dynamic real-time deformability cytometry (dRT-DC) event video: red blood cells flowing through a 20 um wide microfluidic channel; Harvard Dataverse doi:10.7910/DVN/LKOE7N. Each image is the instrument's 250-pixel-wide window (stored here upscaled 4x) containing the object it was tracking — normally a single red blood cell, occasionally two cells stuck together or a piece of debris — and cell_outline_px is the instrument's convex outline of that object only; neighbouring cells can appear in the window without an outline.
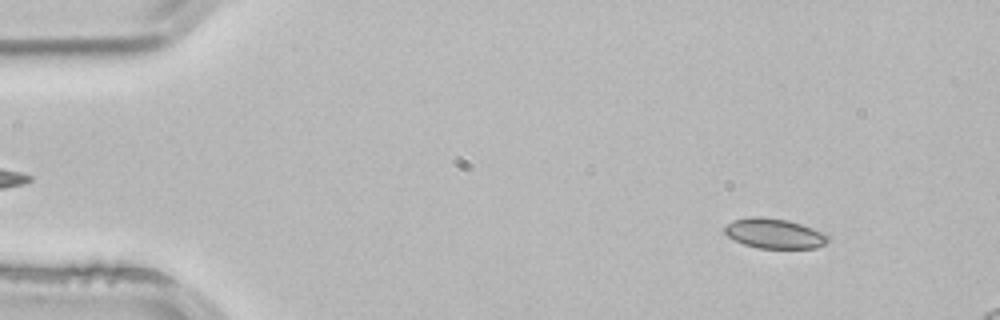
{"species": "common noctule bat (a hibernating species)", "species_latin": "Nyctalus noctula", "temperature_condition": "room temperature", "stored_images_in_passage": 2, "camera_frame_rate_fps": 3000, "um_per_image_px": 0.085, "animal": {"sex": "male", "body_mass_g": 21.5, "forearm_length_mm": 52.0}, "frame": {"image": 1, "passage_image": 1, "time_ms": 0.0, "image_size_px": [1000, 320], "cell_outline_px": [[828, 240], [824, 244], [816, 248], [760, 248], [744, 244], [728, 236], [724, 232], [724, 228], [732, 220], [748, 216], [760, 216], [788, 220], [812, 228], [828, 236]], "centroid_in_image_um": [65.78, 19.83], "position_along_channel_um": 19.2, "area_um2": 17.86}}